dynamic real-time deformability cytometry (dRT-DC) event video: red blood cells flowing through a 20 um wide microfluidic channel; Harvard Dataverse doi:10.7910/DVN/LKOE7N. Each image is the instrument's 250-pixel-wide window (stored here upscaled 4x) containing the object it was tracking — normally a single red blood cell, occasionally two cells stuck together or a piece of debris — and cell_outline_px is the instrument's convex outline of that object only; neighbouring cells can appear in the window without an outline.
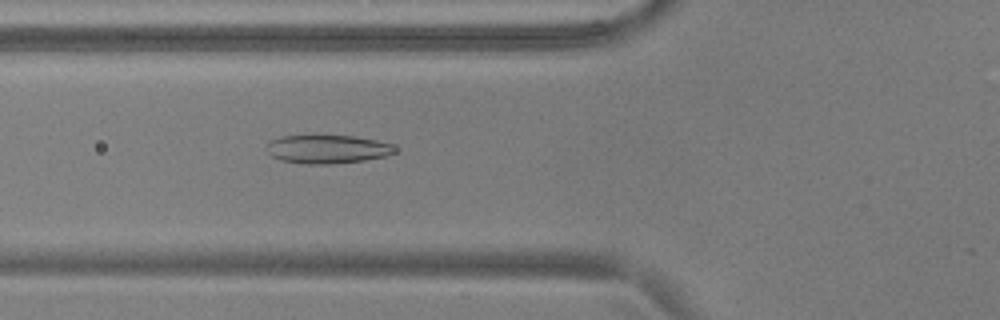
{"species": "common noctule bat (a hibernating species)", "species_latin": "Nyctalus noctula", "temperature_condition": "warm", "stored_images_in_passage": 54, "camera_frame_rate_fps": 3000, "um_per_image_px": 0.085, "animal": {"sex": "male", "body_mass_g": 17.9, "forearm_length_mm": 54.2}, "frame": {"image": 1, "passage_image": 21, "time_ms": 6.667, "image_size_px": [1000, 320], "cell_outline_px": [[396, 152], [384, 156], [364, 160], [332, 164], [304, 164], [280, 160], [272, 156], [268, 152], [268, 144], [272, 140], [280, 136], [356, 136], [376, 140], [392, 144], [396, 148]], "centroid_in_image_um": [27.85, 12.68], "position_along_channel_um": 98.0, "area_um2": 21.15}}
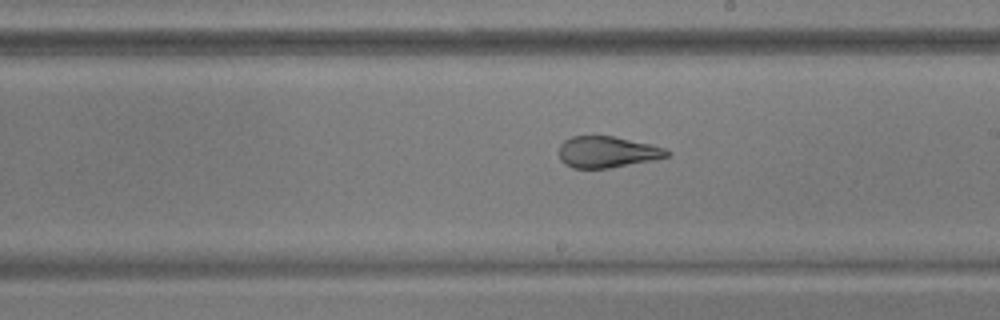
{"frame": {"image": 2, "passage_image": 32, "time_ms": 10.333, "image_size_px": [1000, 320], "cell_outline_px": [[672, 152], [668, 156], [656, 160], [608, 168], [572, 168], [564, 164], [560, 160], [560, 144], [564, 140], [572, 136], [612, 136], [652, 144], [664, 148]], "centroid_in_image_um": [51.63, 12.92], "position_along_channel_um": 237.4, "area_um2": 19.83}}
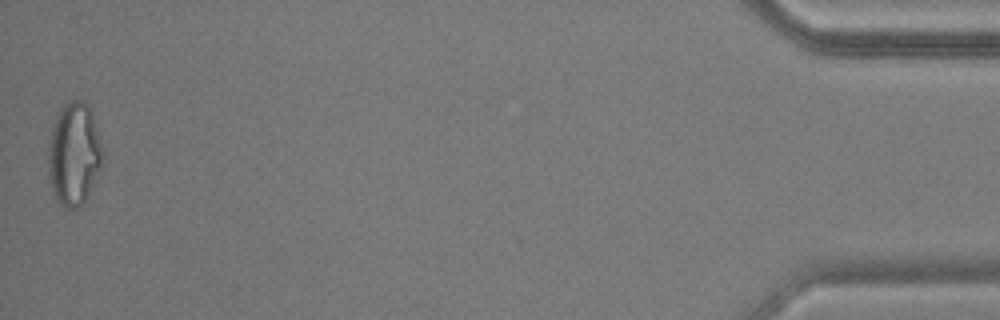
{"frame": {"image": 3, "passage_image": 54, "time_ms": 17.667, "image_size_px": [1000, 320], "cell_outline_px": [[104, 160], [84, 200], [76, 208], [64, 208], [56, 200], [52, 192], [48, 180], [48, 148], [52, 128], [56, 112], [68, 100], [80, 100], [92, 112], [104, 156]], "centroid_in_image_um": [6.25, 13.08], "position_along_channel_um": 428.9, "area_um2": 32.54}, "authors_computed_cell_mechanics": {"area_um2": 23.8136, "velocity_mm_per_s": 3.7905, "shape_relaxation_time_tau1_ms": null, "shape_relaxation_time_tau2_ms": 1.2616, "deformation_change_tau1": null, "deformation_change_tau2": 0.0868}}